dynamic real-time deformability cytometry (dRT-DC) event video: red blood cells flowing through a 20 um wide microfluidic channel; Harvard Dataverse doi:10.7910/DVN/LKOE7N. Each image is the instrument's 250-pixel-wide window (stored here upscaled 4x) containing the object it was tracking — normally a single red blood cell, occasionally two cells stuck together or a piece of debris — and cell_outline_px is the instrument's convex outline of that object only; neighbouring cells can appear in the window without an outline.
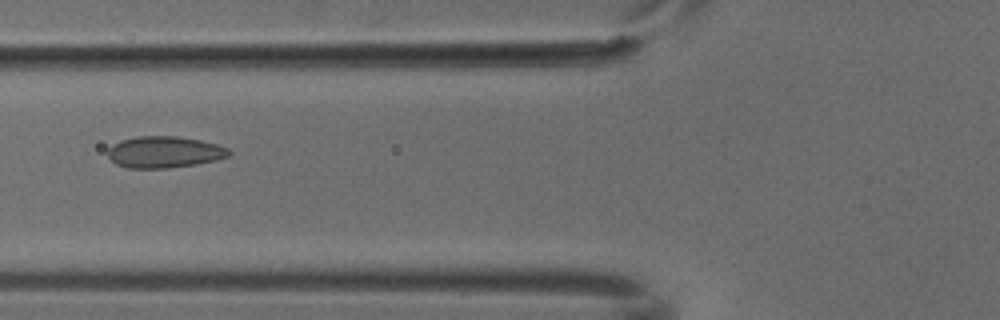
{"species": "common noctule bat (a hibernating species)", "species_latin": "Nyctalus noctula", "temperature_condition": "cold", "stored_images_in_passage": 3, "camera_frame_rate_fps": 3000, "um_per_image_px": 0.085, "animal": {"sex": "male", "body_mass_g": 18.8}, "frame": {"image": 1, "passage_image": 2, "time_ms": 0.333, "image_size_px": [1000, 320], "cell_outline_px": [[232, 152], [228, 156], [216, 160], [196, 164], [168, 168], [128, 168], [116, 164], [108, 156], [108, 148], [112, 144], [120, 140], [136, 136], [176, 136], [200, 140], [216, 144], [228, 148]], "centroid_in_image_um": [13.95, 12.92], "position_along_channel_um": 111.8, "area_um2": 22.31}}
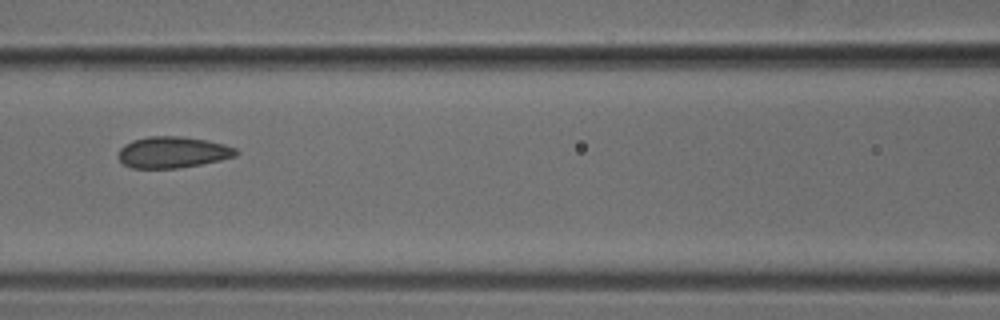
{"frame": {"image": 2, "passage_image": 3, "time_ms": 0.667, "image_size_px": [1000, 320], "cell_outline_px": [[240, 152], [236, 156], [220, 160], [200, 164], [176, 168], [132, 168], [124, 164], [120, 160], [120, 148], [124, 144], [132, 140], [148, 136], [180, 136], [208, 140], [224, 144], [236, 148]], "centroid_in_image_um": [14.71, 12.93], "position_along_channel_um": 151.9, "area_um2": 21.44}}